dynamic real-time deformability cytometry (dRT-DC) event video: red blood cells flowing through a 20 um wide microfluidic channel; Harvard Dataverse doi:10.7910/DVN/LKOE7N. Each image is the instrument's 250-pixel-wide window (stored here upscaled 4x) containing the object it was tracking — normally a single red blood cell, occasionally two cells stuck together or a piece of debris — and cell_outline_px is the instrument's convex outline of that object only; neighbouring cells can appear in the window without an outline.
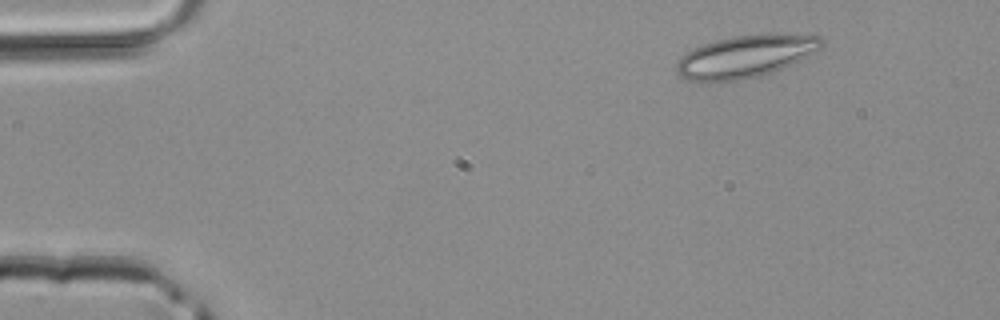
{"species": "common noctule bat (a hibernating species)", "species_latin": "Nyctalus noctula", "temperature_condition": "room temperature", "stored_images_in_passage": 4, "segment_of_instrument_passage": [2, 2], "camera_frame_rate_fps": 3000, "um_per_image_px": 0.085, "animal": {"sex": "male", "body_mass_g": 20.4}, "frame": {"image": 1, "passage_image": 4, "time_ms": 1.0, "image_size_px": [1000, 320], "cell_outline_px": [[824, 44], [820, 48], [792, 64], [772, 72], [760, 76], [740, 80], [704, 84], [688, 80], [680, 76], [676, 72], [676, 64], [680, 56], [704, 44], [716, 40], [732, 36], [820, 36], [824, 40]], "centroid_in_image_um": [63.25, 4.87], "position_along_channel_um": 21.8, "area_um2": 35.2}}